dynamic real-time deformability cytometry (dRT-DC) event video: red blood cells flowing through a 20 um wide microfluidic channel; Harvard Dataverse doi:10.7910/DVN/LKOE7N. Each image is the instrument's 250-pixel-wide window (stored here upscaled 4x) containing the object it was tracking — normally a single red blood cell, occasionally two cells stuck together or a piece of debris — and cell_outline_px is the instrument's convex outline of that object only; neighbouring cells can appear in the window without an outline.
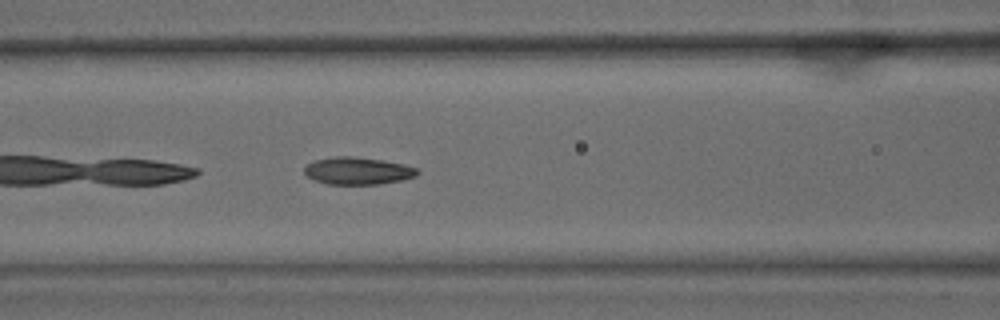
{"species": "common noctule bat (a hibernating species)", "species_latin": "Nyctalus noctula", "temperature_condition": "warm", "stored_images_in_passage": 38, "camera_frame_rate_fps": 3000, "um_per_image_px": 0.085, "animal": {"sex": "male", "body_mass_g": 15.6}, "frame": {"image": 1, "passage_image": 6, "time_ms": 1.667, "image_size_px": [1000, 320], "cell_outline_px": [[420, 172], [416, 176], [404, 180], [380, 184], [328, 184], [312, 180], [304, 172], [304, 168], [308, 164], [316, 160], [336, 156], [352, 156], [384, 160], [404, 164], [420, 168]], "centroid_in_image_um": [30.47, 14.52], "position_along_channel_um": 136.1, "area_um2": 18.21}}
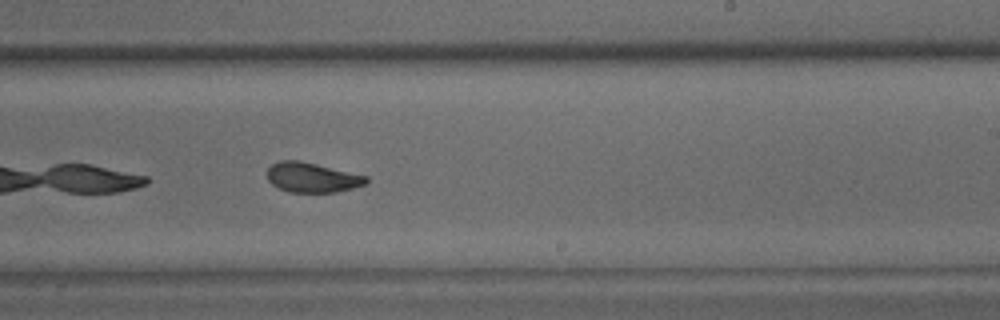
{"frame": {"image": 2, "passage_image": 16, "time_ms": 5.0, "image_size_px": [1000, 320], "cell_outline_px": [[368, 184], [336, 192], [288, 192], [272, 184], [268, 180], [268, 168], [272, 164], [280, 160], [300, 160], [368, 176]], "centroid_in_image_um": [26.55, 15.08], "position_along_channel_um": 262.5, "area_um2": 17.22}}